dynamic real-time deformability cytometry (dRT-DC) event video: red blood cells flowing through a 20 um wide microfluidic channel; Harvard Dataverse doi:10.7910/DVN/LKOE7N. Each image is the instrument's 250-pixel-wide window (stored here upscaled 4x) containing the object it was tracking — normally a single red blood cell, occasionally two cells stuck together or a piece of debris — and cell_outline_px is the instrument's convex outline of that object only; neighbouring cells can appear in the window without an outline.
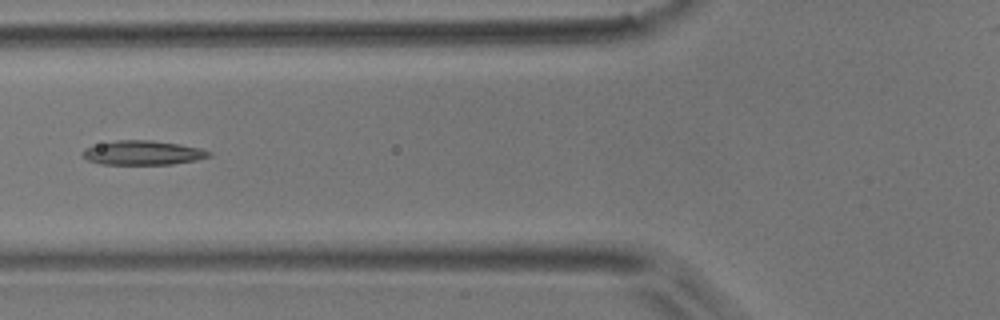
{"species": "common noctule bat (a hibernating species)", "species_latin": "Nyctalus noctula", "temperature_condition": "room temperature", "stored_images_in_passage": 5, "camera_frame_rate_fps": 3000, "um_per_image_px": 0.085, "animal": {"sex": "male", "body_mass_g": 17.9}, "frame": {"image": 1, "passage_image": 5, "time_ms": 4.667, "image_size_px": [1000, 320], "cell_outline_px": [[212, 156], [196, 160], [172, 164], [100, 164], [88, 160], [80, 156], [80, 152], [84, 148], [116, 140], [152, 140], [180, 144], [200, 148], [212, 152]], "centroid_in_image_um": [12.13, 12.99], "position_along_channel_um": 113.7, "area_um2": 17.98}}